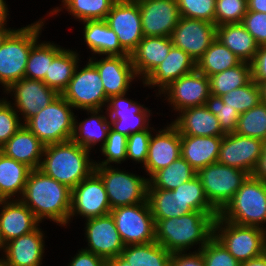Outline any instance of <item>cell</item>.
I'll list each match as a JSON object with an SVG mask.
<instances>
[{
	"instance_id": "6da1fadb",
	"label": "cell",
	"mask_w": 266,
	"mask_h": 266,
	"mask_svg": "<svg viewBox=\"0 0 266 266\" xmlns=\"http://www.w3.org/2000/svg\"><path fill=\"white\" fill-rule=\"evenodd\" d=\"M20 200L40 222L50 219L61 227L70 224L71 189L39 169L29 173Z\"/></svg>"
},
{
	"instance_id": "7a4b0ae2",
	"label": "cell",
	"mask_w": 266,
	"mask_h": 266,
	"mask_svg": "<svg viewBox=\"0 0 266 266\" xmlns=\"http://www.w3.org/2000/svg\"><path fill=\"white\" fill-rule=\"evenodd\" d=\"M218 215L194 211L177 218L154 220L155 241L171 253L187 252L198 244L200 250L213 237Z\"/></svg>"
},
{
	"instance_id": "3957f363",
	"label": "cell",
	"mask_w": 266,
	"mask_h": 266,
	"mask_svg": "<svg viewBox=\"0 0 266 266\" xmlns=\"http://www.w3.org/2000/svg\"><path fill=\"white\" fill-rule=\"evenodd\" d=\"M90 154L72 140L46 145L39 170L73 189L94 171L95 161Z\"/></svg>"
},
{
	"instance_id": "277c9868",
	"label": "cell",
	"mask_w": 266,
	"mask_h": 266,
	"mask_svg": "<svg viewBox=\"0 0 266 266\" xmlns=\"http://www.w3.org/2000/svg\"><path fill=\"white\" fill-rule=\"evenodd\" d=\"M44 18L14 29L0 47V84L6 90L12 83L25 78L26 64L32 46L38 41Z\"/></svg>"
},
{
	"instance_id": "5b68a950",
	"label": "cell",
	"mask_w": 266,
	"mask_h": 266,
	"mask_svg": "<svg viewBox=\"0 0 266 266\" xmlns=\"http://www.w3.org/2000/svg\"><path fill=\"white\" fill-rule=\"evenodd\" d=\"M219 216L235 224L266 230V182L250 175Z\"/></svg>"
},
{
	"instance_id": "8992f818",
	"label": "cell",
	"mask_w": 266,
	"mask_h": 266,
	"mask_svg": "<svg viewBox=\"0 0 266 266\" xmlns=\"http://www.w3.org/2000/svg\"><path fill=\"white\" fill-rule=\"evenodd\" d=\"M73 107L60 94L24 125L46 146L70 141L74 131Z\"/></svg>"
},
{
	"instance_id": "52a82bcc",
	"label": "cell",
	"mask_w": 266,
	"mask_h": 266,
	"mask_svg": "<svg viewBox=\"0 0 266 266\" xmlns=\"http://www.w3.org/2000/svg\"><path fill=\"white\" fill-rule=\"evenodd\" d=\"M213 236L242 263L263 254L266 230L235 224L219 215L214 220Z\"/></svg>"
},
{
	"instance_id": "ba28073f",
	"label": "cell",
	"mask_w": 266,
	"mask_h": 266,
	"mask_svg": "<svg viewBox=\"0 0 266 266\" xmlns=\"http://www.w3.org/2000/svg\"><path fill=\"white\" fill-rule=\"evenodd\" d=\"M197 176L209 203L220 213L250 174L216 162L201 168Z\"/></svg>"
},
{
	"instance_id": "9c48e42d",
	"label": "cell",
	"mask_w": 266,
	"mask_h": 266,
	"mask_svg": "<svg viewBox=\"0 0 266 266\" xmlns=\"http://www.w3.org/2000/svg\"><path fill=\"white\" fill-rule=\"evenodd\" d=\"M94 171L101 177L111 210L147 202L148 178L128 173L111 166H95Z\"/></svg>"
},
{
	"instance_id": "30bf717a",
	"label": "cell",
	"mask_w": 266,
	"mask_h": 266,
	"mask_svg": "<svg viewBox=\"0 0 266 266\" xmlns=\"http://www.w3.org/2000/svg\"><path fill=\"white\" fill-rule=\"evenodd\" d=\"M61 95L76 110L102 109L108 100L100 74L90 61L82 69L77 65L72 79Z\"/></svg>"
},
{
	"instance_id": "8fae6325",
	"label": "cell",
	"mask_w": 266,
	"mask_h": 266,
	"mask_svg": "<svg viewBox=\"0 0 266 266\" xmlns=\"http://www.w3.org/2000/svg\"><path fill=\"white\" fill-rule=\"evenodd\" d=\"M110 214L125 246L155 241L156 224L148 202L117 207Z\"/></svg>"
},
{
	"instance_id": "7c38bea8",
	"label": "cell",
	"mask_w": 266,
	"mask_h": 266,
	"mask_svg": "<svg viewBox=\"0 0 266 266\" xmlns=\"http://www.w3.org/2000/svg\"><path fill=\"white\" fill-rule=\"evenodd\" d=\"M110 211L105 185L95 171L71 189L69 222L74 216L80 215L86 220L108 215Z\"/></svg>"
},
{
	"instance_id": "4fadbf2b",
	"label": "cell",
	"mask_w": 266,
	"mask_h": 266,
	"mask_svg": "<svg viewBox=\"0 0 266 266\" xmlns=\"http://www.w3.org/2000/svg\"><path fill=\"white\" fill-rule=\"evenodd\" d=\"M105 21L118 36L121 47L131 55L144 37L138 2L117 0Z\"/></svg>"
},
{
	"instance_id": "5bb4252c",
	"label": "cell",
	"mask_w": 266,
	"mask_h": 266,
	"mask_svg": "<svg viewBox=\"0 0 266 266\" xmlns=\"http://www.w3.org/2000/svg\"><path fill=\"white\" fill-rule=\"evenodd\" d=\"M217 38V26L211 22L181 17L174 28L173 46L185 51L195 63Z\"/></svg>"
},
{
	"instance_id": "9a60e30c",
	"label": "cell",
	"mask_w": 266,
	"mask_h": 266,
	"mask_svg": "<svg viewBox=\"0 0 266 266\" xmlns=\"http://www.w3.org/2000/svg\"><path fill=\"white\" fill-rule=\"evenodd\" d=\"M126 94L109 97L105 113L110 119V127L127 137L143 130H155L149 126L151 110L131 99Z\"/></svg>"
},
{
	"instance_id": "2e32d148",
	"label": "cell",
	"mask_w": 266,
	"mask_h": 266,
	"mask_svg": "<svg viewBox=\"0 0 266 266\" xmlns=\"http://www.w3.org/2000/svg\"><path fill=\"white\" fill-rule=\"evenodd\" d=\"M262 151L263 140L228 133L222 138L217 162L253 175Z\"/></svg>"
},
{
	"instance_id": "e0dca14e",
	"label": "cell",
	"mask_w": 266,
	"mask_h": 266,
	"mask_svg": "<svg viewBox=\"0 0 266 266\" xmlns=\"http://www.w3.org/2000/svg\"><path fill=\"white\" fill-rule=\"evenodd\" d=\"M162 94L175 112L202 106L211 94L210 80L209 77L195 69L171 83L160 93Z\"/></svg>"
},
{
	"instance_id": "ac0fdd59",
	"label": "cell",
	"mask_w": 266,
	"mask_h": 266,
	"mask_svg": "<svg viewBox=\"0 0 266 266\" xmlns=\"http://www.w3.org/2000/svg\"><path fill=\"white\" fill-rule=\"evenodd\" d=\"M4 92L14 97V104L11 105L17 113L20 112L23 115L21 116L24 120L23 124L60 95L43 81L27 78L12 83Z\"/></svg>"
},
{
	"instance_id": "d6986e66",
	"label": "cell",
	"mask_w": 266,
	"mask_h": 266,
	"mask_svg": "<svg viewBox=\"0 0 266 266\" xmlns=\"http://www.w3.org/2000/svg\"><path fill=\"white\" fill-rule=\"evenodd\" d=\"M144 36L171 37L180 21L177 0H136Z\"/></svg>"
},
{
	"instance_id": "ffe728a7",
	"label": "cell",
	"mask_w": 266,
	"mask_h": 266,
	"mask_svg": "<svg viewBox=\"0 0 266 266\" xmlns=\"http://www.w3.org/2000/svg\"><path fill=\"white\" fill-rule=\"evenodd\" d=\"M85 225V237L88 242L85 250L106 260L121 254L125 245L111 214L86 219Z\"/></svg>"
},
{
	"instance_id": "44dd1931",
	"label": "cell",
	"mask_w": 266,
	"mask_h": 266,
	"mask_svg": "<svg viewBox=\"0 0 266 266\" xmlns=\"http://www.w3.org/2000/svg\"><path fill=\"white\" fill-rule=\"evenodd\" d=\"M89 61L97 68L100 74L107 98L126 94L131 82L138 78L130 55H106L100 60L92 56Z\"/></svg>"
},
{
	"instance_id": "7402d4cb",
	"label": "cell",
	"mask_w": 266,
	"mask_h": 266,
	"mask_svg": "<svg viewBox=\"0 0 266 266\" xmlns=\"http://www.w3.org/2000/svg\"><path fill=\"white\" fill-rule=\"evenodd\" d=\"M181 156V135L171 123L164 129L151 134L148 146V155L144 169L148 176H152L158 170L169 166Z\"/></svg>"
},
{
	"instance_id": "603a6c76",
	"label": "cell",
	"mask_w": 266,
	"mask_h": 266,
	"mask_svg": "<svg viewBox=\"0 0 266 266\" xmlns=\"http://www.w3.org/2000/svg\"><path fill=\"white\" fill-rule=\"evenodd\" d=\"M43 232L38 226L34 231L10 240L1 259L8 266H41L45 250Z\"/></svg>"
},
{
	"instance_id": "cb8c5ba5",
	"label": "cell",
	"mask_w": 266,
	"mask_h": 266,
	"mask_svg": "<svg viewBox=\"0 0 266 266\" xmlns=\"http://www.w3.org/2000/svg\"><path fill=\"white\" fill-rule=\"evenodd\" d=\"M0 230L5 243L34 231L41 223L20 200H0Z\"/></svg>"
},
{
	"instance_id": "d4e9b609",
	"label": "cell",
	"mask_w": 266,
	"mask_h": 266,
	"mask_svg": "<svg viewBox=\"0 0 266 266\" xmlns=\"http://www.w3.org/2000/svg\"><path fill=\"white\" fill-rule=\"evenodd\" d=\"M196 69L195 61L183 50L172 46L166 59L143 81V85L158 88V95L178 78Z\"/></svg>"
},
{
	"instance_id": "484cf974",
	"label": "cell",
	"mask_w": 266,
	"mask_h": 266,
	"mask_svg": "<svg viewBox=\"0 0 266 266\" xmlns=\"http://www.w3.org/2000/svg\"><path fill=\"white\" fill-rule=\"evenodd\" d=\"M172 46L171 37L144 36L130 55L138 79L144 81L166 59Z\"/></svg>"
},
{
	"instance_id": "4316f807",
	"label": "cell",
	"mask_w": 266,
	"mask_h": 266,
	"mask_svg": "<svg viewBox=\"0 0 266 266\" xmlns=\"http://www.w3.org/2000/svg\"><path fill=\"white\" fill-rule=\"evenodd\" d=\"M171 123L180 135L224 136L217 117L205 105L186 108Z\"/></svg>"
},
{
	"instance_id": "83f0119b",
	"label": "cell",
	"mask_w": 266,
	"mask_h": 266,
	"mask_svg": "<svg viewBox=\"0 0 266 266\" xmlns=\"http://www.w3.org/2000/svg\"><path fill=\"white\" fill-rule=\"evenodd\" d=\"M45 145L23 124L2 146L0 152L9 158L39 169Z\"/></svg>"
},
{
	"instance_id": "f1b7e54d",
	"label": "cell",
	"mask_w": 266,
	"mask_h": 266,
	"mask_svg": "<svg viewBox=\"0 0 266 266\" xmlns=\"http://www.w3.org/2000/svg\"><path fill=\"white\" fill-rule=\"evenodd\" d=\"M222 138L181 135V156L197 172L218 161Z\"/></svg>"
},
{
	"instance_id": "f546056e",
	"label": "cell",
	"mask_w": 266,
	"mask_h": 266,
	"mask_svg": "<svg viewBox=\"0 0 266 266\" xmlns=\"http://www.w3.org/2000/svg\"><path fill=\"white\" fill-rule=\"evenodd\" d=\"M86 111L88 115L90 113V117L83 121L78 122L77 116L74 117V131L71 140L91 151L92 147L99 142H102L101 148L104 146L110 129V120L107 113L104 115L103 109ZM100 112L103 114H100Z\"/></svg>"
},
{
	"instance_id": "4dcf8cb0",
	"label": "cell",
	"mask_w": 266,
	"mask_h": 266,
	"mask_svg": "<svg viewBox=\"0 0 266 266\" xmlns=\"http://www.w3.org/2000/svg\"><path fill=\"white\" fill-rule=\"evenodd\" d=\"M82 23H84V42L93 55H129L121 47L118 36L105 20L85 21Z\"/></svg>"
},
{
	"instance_id": "1f68e13d",
	"label": "cell",
	"mask_w": 266,
	"mask_h": 266,
	"mask_svg": "<svg viewBox=\"0 0 266 266\" xmlns=\"http://www.w3.org/2000/svg\"><path fill=\"white\" fill-rule=\"evenodd\" d=\"M217 39L241 61L251 63L259 45L242 23L217 26Z\"/></svg>"
},
{
	"instance_id": "d6a6232c",
	"label": "cell",
	"mask_w": 266,
	"mask_h": 266,
	"mask_svg": "<svg viewBox=\"0 0 266 266\" xmlns=\"http://www.w3.org/2000/svg\"><path fill=\"white\" fill-rule=\"evenodd\" d=\"M31 168L0 152V200L22 196ZM13 197V198H12Z\"/></svg>"
},
{
	"instance_id": "836d02e7",
	"label": "cell",
	"mask_w": 266,
	"mask_h": 266,
	"mask_svg": "<svg viewBox=\"0 0 266 266\" xmlns=\"http://www.w3.org/2000/svg\"><path fill=\"white\" fill-rule=\"evenodd\" d=\"M147 202L154 220L177 218L194 212L173 190L148 189Z\"/></svg>"
},
{
	"instance_id": "e575fe53",
	"label": "cell",
	"mask_w": 266,
	"mask_h": 266,
	"mask_svg": "<svg viewBox=\"0 0 266 266\" xmlns=\"http://www.w3.org/2000/svg\"><path fill=\"white\" fill-rule=\"evenodd\" d=\"M79 53L72 49H62L49 64L43 82L59 94L67 88L79 63Z\"/></svg>"
},
{
	"instance_id": "d590c367",
	"label": "cell",
	"mask_w": 266,
	"mask_h": 266,
	"mask_svg": "<svg viewBox=\"0 0 266 266\" xmlns=\"http://www.w3.org/2000/svg\"><path fill=\"white\" fill-rule=\"evenodd\" d=\"M171 255L156 241L126 245L120 254L131 266H170Z\"/></svg>"
},
{
	"instance_id": "8d00e7d4",
	"label": "cell",
	"mask_w": 266,
	"mask_h": 266,
	"mask_svg": "<svg viewBox=\"0 0 266 266\" xmlns=\"http://www.w3.org/2000/svg\"><path fill=\"white\" fill-rule=\"evenodd\" d=\"M195 176H197V172L180 156L169 166L158 170L148 178V189L172 191Z\"/></svg>"
},
{
	"instance_id": "74e56055",
	"label": "cell",
	"mask_w": 266,
	"mask_h": 266,
	"mask_svg": "<svg viewBox=\"0 0 266 266\" xmlns=\"http://www.w3.org/2000/svg\"><path fill=\"white\" fill-rule=\"evenodd\" d=\"M241 59L224 46L217 38L196 62V69L210 77L235 67L241 63Z\"/></svg>"
},
{
	"instance_id": "f35d334b",
	"label": "cell",
	"mask_w": 266,
	"mask_h": 266,
	"mask_svg": "<svg viewBox=\"0 0 266 266\" xmlns=\"http://www.w3.org/2000/svg\"><path fill=\"white\" fill-rule=\"evenodd\" d=\"M117 0H62L63 7H56L49 15H56L65 8L79 22L105 20ZM55 13V14H54ZM51 14V15H50Z\"/></svg>"
},
{
	"instance_id": "ab89813d",
	"label": "cell",
	"mask_w": 266,
	"mask_h": 266,
	"mask_svg": "<svg viewBox=\"0 0 266 266\" xmlns=\"http://www.w3.org/2000/svg\"><path fill=\"white\" fill-rule=\"evenodd\" d=\"M251 79V63L242 61L235 67L210 76V93L221 97L246 85Z\"/></svg>"
},
{
	"instance_id": "60d3db41",
	"label": "cell",
	"mask_w": 266,
	"mask_h": 266,
	"mask_svg": "<svg viewBox=\"0 0 266 266\" xmlns=\"http://www.w3.org/2000/svg\"><path fill=\"white\" fill-rule=\"evenodd\" d=\"M37 41L31 48L29 58L25 69V78L31 80L45 79L49 64L53 58L63 49L60 45L54 43Z\"/></svg>"
},
{
	"instance_id": "b9f144b4",
	"label": "cell",
	"mask_w": 266,
	"mask_h": 266,
	"mask_svg": "<svg viewBox=\"0 0 266 266\" xmlns=\"http://www.w3.org/2000/svg\"><path fill=\"white\" fill-rule=\"evenodd\" d=\"M235 133L245 137L266 140V103L240 114Z\"/></svg>"
},
{
	"instance_id": "7bdbcfd3",
	"label": "cell",
	"mask_w": 266,
	"mask_h": 266,
	"mask_svg": "<svg viewBox=\"0 0 266 266\" xmlns=\"http://www.w3.org/2000/svg\"><path fill=\"white\" fill-rule=\"evenodd\" d=\"M224 104L242 114L251 108L257 106L261 102L259 85L252 79L244 86L231 90L227 94L221 96Z\"/></svg>"
},
{
	"instance_id": "ee69618b",
	"label": "cell",
	"mask_w": 266,
	"mask_h": 266,
	"mask_svg": "<svg viewBox=\"0 0 266 266\" xmlns=\"http://www.w3.org/2000/svg\"><path fill=\"white\" fill-rule=\"evenodd\" d=\"M173 191L178 194L194 211L219 213L209 203L198 176H195L193 179L184 182Z\"/></svg>"
},
{
	"instance_id": "f6af8a7d",
	"label": "cell",
	"mask_w": 266,
	"mask_h": 266,
	"mask_svg": "<svg viewBox=\"0 0 266 266\" xmlns=\"http://www.w3.org/2000/svg\"><path fill=\"white\" fill-rule=\"evenodd\" d=\"M127 136L113 130L111 127L108 131L107 140L100 149L105 160L96 162L95 166H111L110 163L121 164L127 159Z\"/></svg>"
},
{
	"instance_id": "bcb514c9",
	"label": "cell",
	"mask_w": 266,
	"mask_h": 266,
	"mask_svg": "<svg viewBox=\"0 0 266 266\" xmlns=\"http://www.w3.org/2000/svg\"><path fill=\"white\" fill-rule=\"evenodd\" d=\"M205 106L217 117L220 127L225 134L235 132L240 117V113H238L235 108H231L227 104H224L220 96L213 94H210L206 100Z\"/></svg>"
},
{
	"instance_id": "7dc6e473",
	"label": "cell",
	"mask_w": 266,
	"mask_h": 266,
	"mask_svg": "<svg viewBox=\"0 0 266 266\" xmlns=\"http://www.w3.org/2000/svg\"><path fill=\"white\" fill-rule=\"evenodd\" d=\"M247 11V0H216L215 25L242 23Z\"/></svg>"
},
{
	"instance_id": "c3c4849f",
	"label": "cell",
	"mask_w": 266,
	"mask_h": 266,
	"mask_svg": "<svg viewBox=\"0 0 266 266\" xmlns=\"http://www.w3.org/2000/svg\"><path fill=\"white\" fill-rule=\"evenodd\" d=\"M216 0H177L181 17L204 20L215 24Z\"/></svg>"
},
{
	"instance_id": "681fc988",
	"label": "cell",
	"mask_w": 266,
	"mask_h": 266,
	"mask_svg": "<svg viewBox=\"0 0 266 266\" xmlns=\"http://www.w3.org/2000/svg\"><path fill=\"white\" fill-rule=\"evenodd\" d=\"M11 101L0 99V147H2L23 125Z\"/></svg>"
},
{
	"instance_id": "f907efd6",
	"label": "cell",
	"mask_w": 266,
	"mask_h": 266,
	"mask_svg": "<svg viewBox=\"0 0 266 266\" xmlns=\"http://www.w3.org/2000/svg\"><path fill=\"white\" fill-rule=\"evenodd\" d=\"M200 250L205 266H240L241 264L214 236Z\"/></svg>"
},
{
	"instance_id": "816d5d0a",
	"label": "cell",
	"mask_w": 266,
	"mask_h": 266,
	"mask_svg": "<svg viewBox=\"0 0 266 266\" xmlns=\"http://www.w3.org/2000/svg\"><path fill=\"white\" fill-rule=\"evenodd\" d=\"M151 130H143L132 133L127 138V160L131 159L134 162L145 164L148 155L149 140L151 137Z\"/></svg>"
},
{
	"instance_id": "f5cc1de1",
	"label": "cell",
	"mask_w": 266,
	"mask_h": 266,
	"mask_svg": "<svg viewBox=\"0 0 266 266\" xmlns=\"http://www.w3.org/2000/svg\"><path fill=\"white\" fill-rule=\"evenodd\" d=\"M242 24L259 46L266 45V13L247 11Z\"/></svg>"
},
{
	"instance_id": "db71d44e",
	"label": "cell",
	"mask_w": 266,
	"mask_h": 266,
	"mask_svg": "<svg viewBox=\"0 0 266 266\" xmlns=\"http://www.w3.org/2000/svg\"><path fill=\"white\" fill-rule=\"evenodd\" d=\"M170 266H205L201 250L175 252L171 255Z\"/></svg>"
},
{
	"instance_id": "11a10c76",
	"label": "cell",
	"mask_w": 266,
	"mask_h": 266,
	"mask_svg": "<svg viewBox=\"0 0 266 266\" xmlns=\"http://www.w3.org/2000/svg\"><path fill=\"white\" fill-rule=\"evenodd\" d=\"M251 73L254 82H266V45L258 47V51L251 62Z\"/></svg>"
},
{
	"instance_id": "9f6ffc18",
	"label": "cell",
	"mask_w": 266,
	"mask_h": 266,
	"mask_svg": "<svg viewBox=\"0 0 266 266\" xmlns=\"http://www.w3.org/2000/svg\"><path fill=\"white\" fill-rule=\"evenodd\" d=\"M107 260L83 248L72 257L67 266H106Z\"/></svg>"
},
{
	"instance_id": "6f0895ef",
	"label": "cell",
	"mask_w": 266,
	"mask_h": 266,
	"mask_svg": "<svg viewBox=\"0 0 266 266\" xmlns=\"http://www.w3.org/2000/svg\"><path fill=\"white\" fill-rule=\"evenodd\" d=\"M253 176L266 182V140L263 141V151Z\"/></svg>"
},
{
	"instance_id": "680465c9",
	"label": "cell",
	"mask_w": 266,
	"mask_h": 266,
	"mask_svg": "<svg viewBox=\"0 0 266 266\" xmlns=\"http://www.w3.org/2000/svg\"><path fill=\"white\" fill-rule=\"evenodd\" d=\"M248 11L266 13V0H247Z\"/></svg>"
},
{
	"instance_id": "91938a15",
	"label": "cell",
	"mask_w": 266,
	"mask_h": 266,
	"mask_svg": "<svg viewBox=\"0 0 266 266\" xmlns=\"http://www.w3.org/2000/svg\"><path fill=\"white\" fill-rule=\"evenodd\" d=\"M240 266H266V257L264 254H262L259 257L253 258L246 262H242Z\"/></svg>"
},
{
	"instance_id": "94428289",
	"label": "cell",
	"mask_w": 266,
	"mask_h": 266,
	"mask_svg": "<svg viewBox=\"0 0 266 266\" xmlns=\"http://www.w3.org/2000/svg\"><path fill=\"white\" fill-rule=\"evenodd\" d=\"M8 5H6V1L0 0V25H7V18L9 15Z\"/></svg>"
},
{
	"instance_id": "6125c7cd",
	"label": "cell",
	"mask_w": 266,
	"mask_h": 266,
	"mask_svg": "<svg viewBox=\"0 0 266 266\" xmlns=\"http://www.w3.org/2000/svg\"><path fill=\"white\" fill-rule=\"evenodd\" d=\"M106 266H131L126 260H124L120 255L115 258L107 260Z\"/></svg>"
},
{
	"instance_id": "be15d7a7",
	"label": "cell",
	"mask_w": 266,
	"mask_h": 266,
	"mask_svg": "<svg viewBox=\"0 0 266 266\" xmlns=\"http://www.w3.org/2000/svg\"><path fill=\"white\" fill-rule=\"evenodd\" d=\"M7 25H0V47L7 38V36L14 30L11 28H6Z\"/></svg>"
},
{
	"instance_id": "e7e4bbea",
	"label": "cell",
	"mask_w": 266,
	"mask_h": 266,
	"mask_svg": "<svg viewBox=\"0 0 266 266\" xmlns=\"http://www.w3.org/2000/svg\"><path fill=\"white\" fill-rule=\"evenodd\" d=\"M260 88L261 102L266 103V82H256Z\"/></svg>"
},
{
	"instance_id": "03108f58",
	"label": "cell",
	"mask_w": 266,
	"mask_h": 266,
	"mask_svg": "<svg viewBox=\"0 0 266 266\" xmlns=\"http://www.w3.org/2000/svg\"><path fill=\"white\" fill-rule=\"evenodd\" d=\"M5 246H6V243L3 239V236H2V233H1V230H0V251L3 250V252L5 251Z\"/></svg>"
},
{
	"instance_id": "003e7915",
	"label": "cell",
	"mask_w": 266,
	"mask_h": 266,
	"mask_svg": "<svg viewBox=\"0 0 266 266\" xmlns=\"http://www.w3.org/2000/svg\"><path fill=\"white\" fill-rule=\"evenodd\" d=\"M0 266H8V265L0 258Z\"/></svg>"
},
{
	"instance_id": "a7ac6f4b",
	"label": "cell",
	"mask_w": 266,
	"mask_h": 266,
	"mask_svg": "<svg viewBox=\"0 0 266 266\" xmlns=\"http://www.w3.org/2000/svg\"><path fill=\"white\" fill-rule=\"evenodd\" d=\"M263 254H264L265 257H266V242H265V244H264Z\"/></svg>"
}]
</instances>
